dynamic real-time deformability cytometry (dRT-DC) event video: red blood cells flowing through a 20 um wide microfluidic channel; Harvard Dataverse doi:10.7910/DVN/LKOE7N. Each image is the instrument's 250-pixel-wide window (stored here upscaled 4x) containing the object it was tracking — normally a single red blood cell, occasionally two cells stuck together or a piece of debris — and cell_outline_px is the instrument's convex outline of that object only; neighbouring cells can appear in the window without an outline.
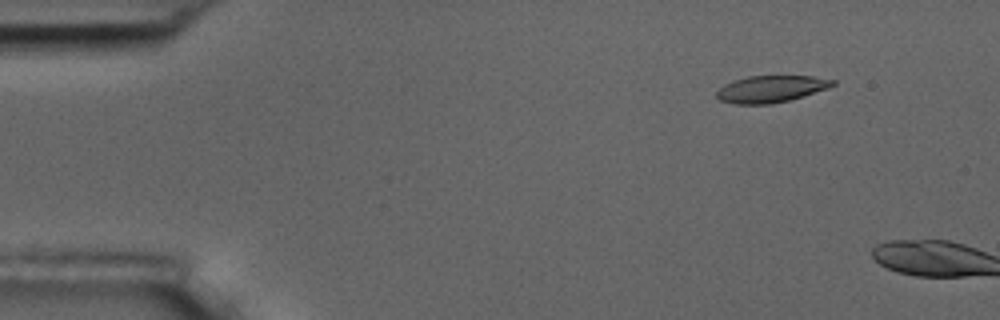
{"species": "common noctule bat (a hibernating species)", "species_latin": "Nyctalus noctula", "temperature_condition": "room temperature", "stored_images_in_passage": 3, "camera_frame_rate_fps": 3000, "um_per_image_px": 0.085, "animal": {"sex": "male", "body_mass_g": 17.5, "forearm_length_mm": 52.3}, "frame": {"image": 1, "passage_image": 2, "time_ms": 1.0, "image_size_px": [1000, 320], "cell_outline_px": [[836, 84], [828, 88], [804, 96], [772, 104], [736, 104], [720, 100], [716, 96], [716, 92], [724, 84], [732, 80], [748, 76], [812, 76], [836, 80]], "centroid_in_image_um": [65.53, 7.56], "position_along_channel_um": 19.5, "area_um2": 18.21}}